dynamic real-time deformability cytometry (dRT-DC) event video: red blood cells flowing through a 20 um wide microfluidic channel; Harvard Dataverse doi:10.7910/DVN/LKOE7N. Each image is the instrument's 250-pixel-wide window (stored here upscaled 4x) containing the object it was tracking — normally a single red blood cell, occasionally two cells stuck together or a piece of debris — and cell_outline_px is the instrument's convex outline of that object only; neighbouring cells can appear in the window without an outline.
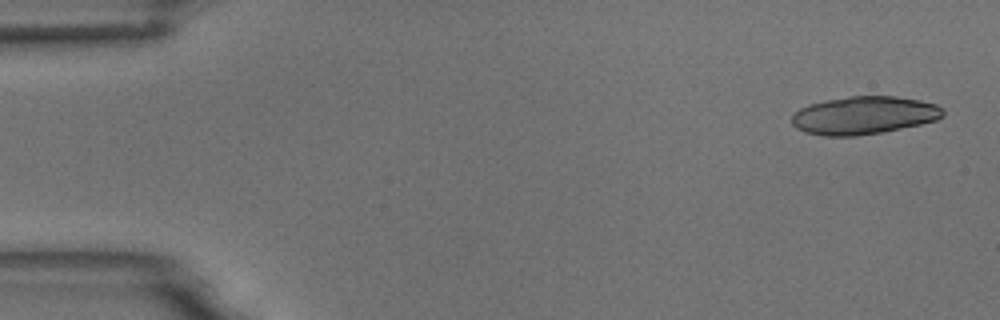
{"species": "common noctule bat (a hibernating species)", "species_latin": "Nyctalus noctula", "temperature_condition": "room temperature", "stored_images_in_passage": 5, "camera_frame_rate_fps": 3000, "um_per_image_px": 0.085, "animal": {"sex": "male", "body_mass_g": 18.8}, "frame": {"image": 1, "passage_image": 1, "time_ms": 0.0, "image_size_px": [1000, 320], "cell_outline_px": [[944, 116], [936, 120], [920, 124], [880, 132], [856, 136], [824, 136], [804, 132], [796, 128], [792, 124], [792, 112], [808, 104], [824, 100], [852, 96], [896, 96], [920, 100], [936, 104], [944, 108]], "centroid_in_image_um": [73.41, 9.8], "position_along_channel_um": 11.6, "area_um2": 33.58}}